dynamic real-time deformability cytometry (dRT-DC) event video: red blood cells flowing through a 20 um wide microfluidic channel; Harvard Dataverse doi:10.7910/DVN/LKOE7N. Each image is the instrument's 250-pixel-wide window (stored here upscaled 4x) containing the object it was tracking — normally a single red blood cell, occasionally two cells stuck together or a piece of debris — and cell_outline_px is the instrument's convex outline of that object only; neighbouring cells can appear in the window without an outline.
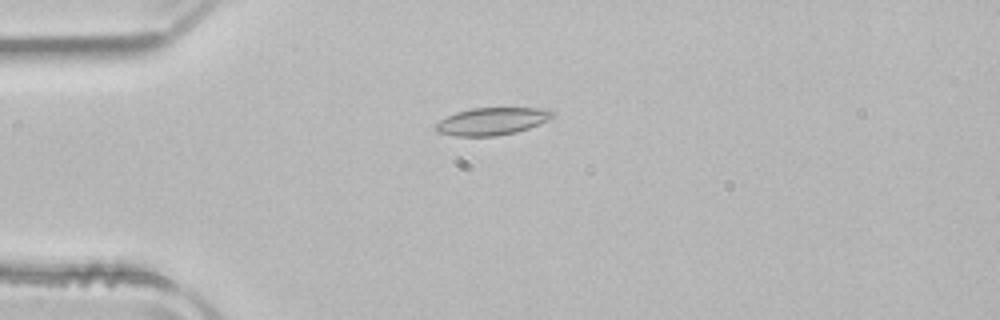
{"species": "common noctule bat (a hibernating species)", "species_latin": "Nyctalus noctula", "temperature_condition": "room temperature", "stored_images_in_passage": 51, "camera_frame_rate_fps": 3000, "um_per_image_px": 0.085, "animal": {"sex": "male", "body_mass_g": 21.5, "forearm_length_mm": 52.0}, "frame": {"image": 1, "passage_image": 13, "time_ms": 4.0, "image_size_px": [1000, 320], "cell_outline_px": [[556, 116], [540, 124], [516, 132], [496, 136], [456, 136], [436, 132], [432, 128], [440, 120], [456, 112], [472, 108], [548, 108], [556, 112]], "centroid_in_image_um": [41.85, 10.3], "position_along_channel_um": 43.2, "area_um2": 18.9}}
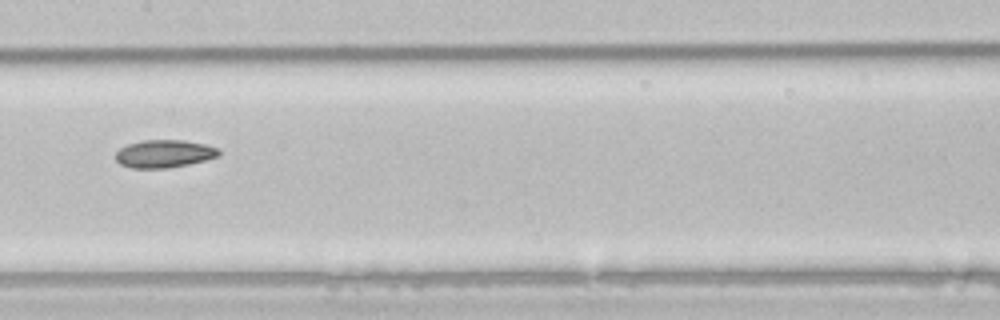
{"frame": {"image": 2, "passage_image": 26, "time_ms": 8.333, "image_size_px": [1000, 320], "cell_outline_px": [[220, 156], [188, 164], [168, 168], [132, 168], [120, 164], [116, 160], [116, 152], [120, 148], [128, 144], [144, 140], [184, 140], [204, 144], [216, 148], [220, 152]], "centroid_in_image_um": [13.94, 13.07], "position_along_channel_um": 193.5, "area_um2": 16.59}}
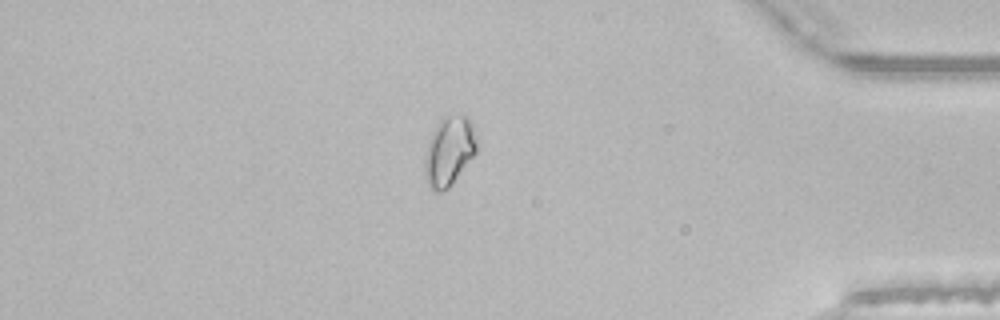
{"frame": {"image": 3, "passage_image": 44, "time_ms": 14.333, "image_size_px": [1000, 320], "cell_outline_px": [[476, 152], [452, 184], [448, 188], [440, 192], [432, 192], [424, 176], [424, 160], [428, 140], [436, 124], [448, 112], [464, 112], [468, 116], [472, 124], [476, 140]], "centroid_in_image_um": [38.15, 12.79], "position_along_channel_um": 397.0, "area_um2": 21.5}}